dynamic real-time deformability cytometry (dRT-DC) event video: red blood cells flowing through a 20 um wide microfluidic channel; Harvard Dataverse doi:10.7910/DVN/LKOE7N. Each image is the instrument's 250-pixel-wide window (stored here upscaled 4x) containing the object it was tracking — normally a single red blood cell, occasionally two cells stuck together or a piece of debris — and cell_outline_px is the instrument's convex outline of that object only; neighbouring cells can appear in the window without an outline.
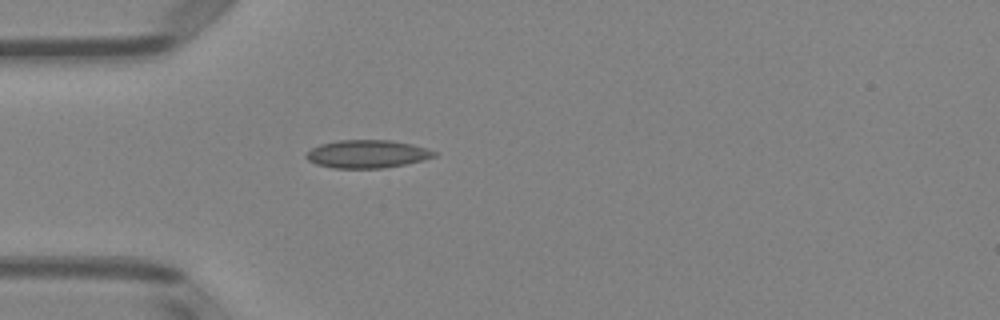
{"species": "Egyptian fruit bat (a non-hibernating species)", "species_latin": "Rousettus aegyptiacus", "temperature_condition": "room temperature", "stored_images_in_passage": 37, "camera_frame_rate_fps": 3000, "um_per_image_px": 0.085, "animal": {"sex": "female"}, "frame": {"image": 1, "passage_image": 1, "time_ms": 0.0, "image_size_px": [1000, 320], "cell_outline_px": [[440, 152], [436, 156], [424, 160], [384, 168], [332, 168], [316, 164], [308, 160], [304, 156], [312, 148], [320, 144], [340, 140], [392, 140], [412, 144], [428, 148]], "centroid_in_image_um": [31.25, 13.09], "position_along_channel_um": 53.7, "area_um2": 21.04}}
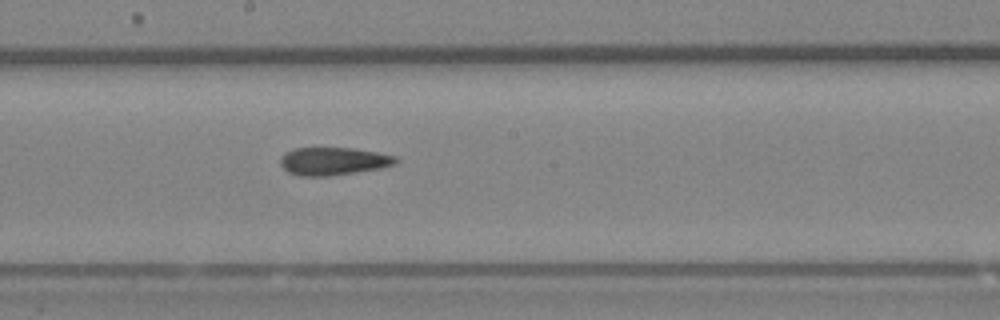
{"frame": {"image": 2, "passage_image": 14, "time_ms": 4.333, "image_size_px": [1000, 320], "cell_outline_px": [[400, 160], [396, 164], [380, 168], [356, 172], [328, 176], [300, 176], [288, 172], [280, 164], [280, 160], [284, 152], [296, 148], [352, 148], [376, 152], [396, 156]], "centroid_in_image_um": [28.34, 13.7], "position_along_channel_um": 219.9, "area_um2": 18.73}}
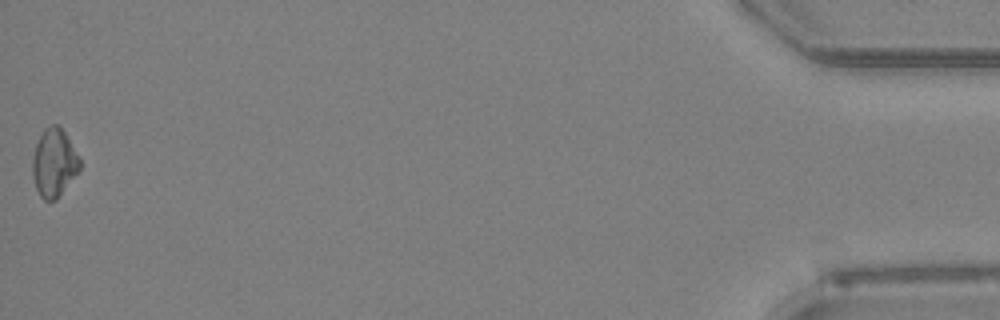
{"frame": {"image": 3, "passage_image": 37, "time_ms": 12.0, "image_size_px": [1000, 320], "cell_outline_px": [[80, 168], [56, 200], [44, 200], [40, 196], [36, 188], [32, 176], [32, 160], [36, 144], [44, 128], [52, 124], [56, 124], [64, 132], [80, 156]], "centroid_in_image_um": [4.58, 13.84], "position_along_channel_um": 430.6, "area_um2": 18.61}, "authors_computed_cell_mechanics": {"area_um2": 18.8428, "velocity_mm_per_s": 4.0034, "shape_relaxation_time_tau1_ms": null, "shape_relaxation_time_tau2_ms": 3.9302, "deformation_change_tau1": null, "deformation_change_tau2": 0.1266}}